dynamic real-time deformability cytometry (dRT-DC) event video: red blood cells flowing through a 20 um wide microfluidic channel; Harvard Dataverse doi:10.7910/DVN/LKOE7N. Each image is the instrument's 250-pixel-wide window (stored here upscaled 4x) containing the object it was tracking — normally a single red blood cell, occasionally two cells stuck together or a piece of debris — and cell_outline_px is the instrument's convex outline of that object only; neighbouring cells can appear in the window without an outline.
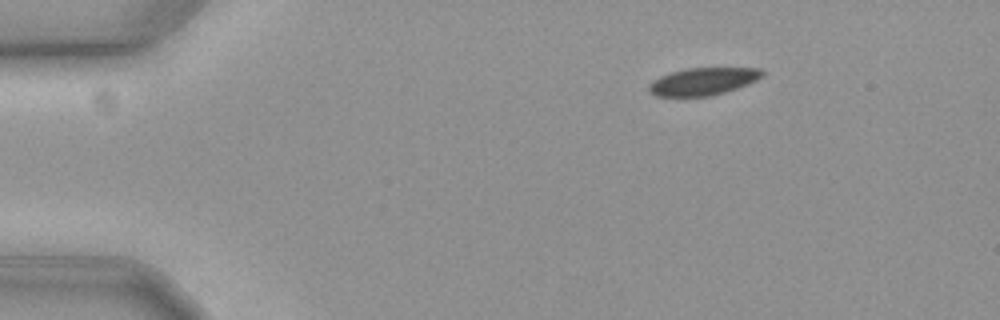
{"species": "common noctule bat (a hibernating species)", "species_latin": "Nyctalus noctula", "temperature_condition": "cold", "stored_images_in_passage": 50, "camera_frame_rate_fps": 3000, "um_per_image_px": 0.085, "animal": {"sex": "female", "body_mass_g": 19.3, "forearm_length_mm": 54.1}, "frame": {"image": 1, "passage_image": 1, "time_ms": 0.0, "image_size_px": [1000, 320], "cell_outline_px": [[764, 76], [748, 84], [724, 92], [708, 96], [656, 96], [648, 92], [648, 84], [652, 80], [660, 76], [672, 72], [688, 68], [760, 68], [764, 72]], "centroid_in_image_um": [59.74, 6.92], "position_along_channel_um": 25.3, "area_um2": 18.09}}
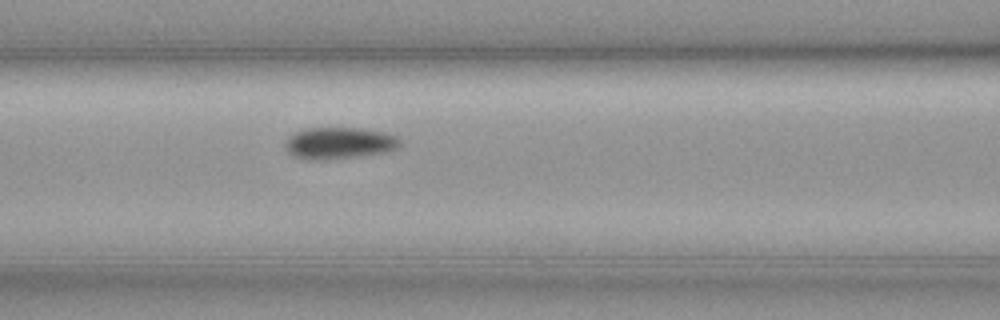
{"frame": {"image": 2, "passage_image": 17, "time_ms": 5.333, "image_size_px": [1000, 320], "cell_outline_px": [[400, 144], [384, 152], [356, 156], [320, 160], [308, 160], [292, 156], [284, 148], [284, 140], [288, 136], [296, 132], [308, 128], [360, 128], [388, 132], [396, 136], [400, 140]], "centroid_in_image_um": [28.75, 12.15], "position_along_channel_um": 137.8, "area_um2": 21.15}}
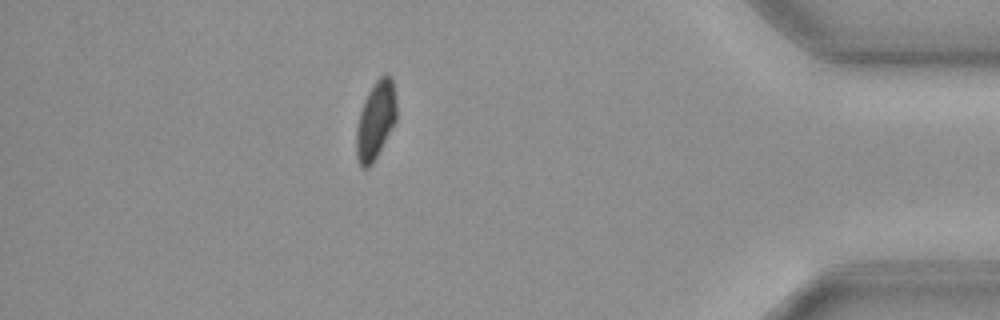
{"frame": {"image": 3, "passage_image": 43, "time_ms": 14.0, "image_size_px": [1000, 320], "cell_outline_px": [[396, 120], [372, 164], [368, 168], [360, 168], [356, 156], [356, 128], [360, 112], [364, 100], [372, 84], [380, 76], [388, 72], [392, 76], [396, 100]], "centroid_in_image_um": [31.92, 10.19], "position_along_channel_um": 403.3, "area_um2": 18.38}, "authors_computed_cell_mechanics": {"area_um2": 19.8543, "velocity_mm_per_s": 3.568, "shape_relaxation_time_tau1_ms": 3.4935, "shape_relaxation_time_tau2_ms": null, "deformation_change_tau1": 0.0941, "deformation_change_tau2": null}}